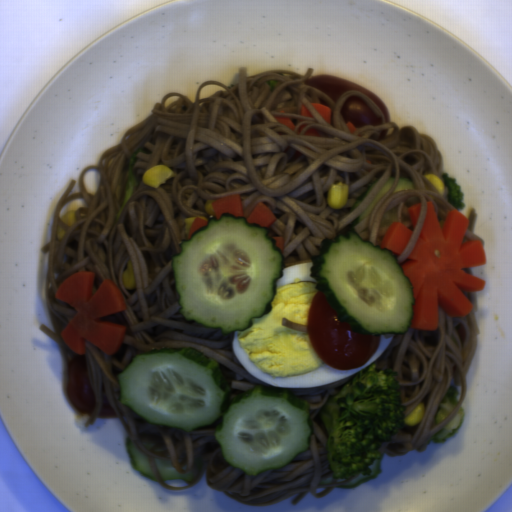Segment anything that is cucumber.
Listing matches in <instances>:
<instances>
[{"instance_id": "8b760119", "label": "cucumber", "mask_w": 512, "mask_h": 512, "mask_svg": "<svg viewBox=\"0 0 512 512\" xmlns=\"http://www.w3.org/2000/svg\"><path fill=\"white\" fill-rule=\"evenodd\" d=\"M115 376L118 401L137 420L190 434L211 429L225 461L253 477L309 450L306 399L261 387L235 397L219 362L194 347L133 354Z\"/></svg>"}, {"instance_id": "586b57bf", "label": "cucumber", "mask_w": 512, "mask_h": 512, "mask_svg": "<svg viewBox=\"0 0 512 512\" xmlns=\"http://www.w3.org/2000/svg\"><path fill=\"white\" fill-rule=\"evenodd\" d=\"M250 215H209L207 225L181 240L171 270L184 323L245 331L271 311L285 261L269 226Z\"/></svg>"}, {"instance_id": "888e309b", "label": "cucumber", "mask_w": 512, "mask_h": 512, "mask_svg": "<svg viewBox=\"0 0 512 512\" xmlns=\"http://www.w3.org/2000/svg\"><path fill=\"white\" fill-rule=\"evenodd\" d=\"M394 180L392 174L364 211L337 232V238L321 239L311 258L315 289L339 321L360 334L395 335L412 329L413 286L394 252L362 240L355 230Z\"/></svg>"}, {"instance_id": "2a18db57", "label": "cucumber", "mask_w": 512, "mask_h": 512, "mask_svg": "<svg viewBox=\"0 0 512 512\" xmlns=\"http://www.w3.org/2000/svg\"><path fill=\"white\" fill-rule=\"evenodd\" d=\"M124 446L129 457V461L134 469L138 470L145 477L157 481L159 477L150 465L148 456L136 447L131 436L127 434L125 436Z\"/></svg>"}, {"instance_id": "734fbe4a", "label": "cucumber", "mask_w": 512, "mask_h": 512, "mask_svg": "<svg viewBox=\"0 0 512 512\" xmlns=\"http://www.w3.org/2000/svg\"><path fill=\"white\" fill-rule=\"evenodd\" d=\"M154 462L156 463L158 469L160 470L164 482L167 480H182L188 483H193L196 481L199 472H200V463L194 462L193 470L189 473L178 472L171 461L161 460L159 458H155Z\"/></svg>"}, {"instance_id": "9523449b", "label": "cucumber", "mask_w": 512, "mask_h": 512, "mask_svg": "<svg viewBox=\"0 0 512 512\" xmlns=\"http://www.w3.org/2000/svg\"><path fill=\"white\" fill-rule=\"evenodd\" d=\"M386 170H382L380 171L378 174H376L372 180L369 182L368 186L365 187L363 189V191L359 194V196L355 199L351 209H356L357 207H359L364 201L365 199L369 196L370 192L372 191V189L374 188V186L377 184V182L381 179V177L384 175Z\"/></svg>"}, {"instance_id": "570f5f39", "label": "cucumber", "mask_w": 512, "mask_h": 512, "mask_svg": "<svg viewBox=\"0 0 512 512\" xmlns=\"http://www.w3.org/2000/svg\"><path fill=\"white\" fill-rule=\"evenodd\" d=\"M398 215V205L393 207L389 212H386L382 215L381 220L379 222L380 225H391L392 222H396Z\"/></svg>"}, {"instance_id": "eb4e599e", "label": "cucumber", "mask_w": 512, "mask_h": 512, "mask_svg": "<svg viewBox=\"0 0 512 512\" xmlns=\"http://www.w3.org/2000/svg\"><path fill=\"white\" fill-rule=\"evenodd\" d=\"M413 187H414V182L412 180L405 178V177H400L394 187L393 192H400V191L406 190V189H413Z\"/></svg>"}, {"instance_id": "d16d356f", "label": "cucumber", "mask_w": 512, "mask_h": 512, "mask_svg": "<svg viewBox=\"0 0 512 512\" xmlns=\"http://www.w3.org/2000/svg\"><path fill=\"white\" fill-rule=\"evenodd\" d=\"M405 204L409 208L413 205L419 204V199L417 196H410L406 199Z\"/></svg>"}]
</instances>
